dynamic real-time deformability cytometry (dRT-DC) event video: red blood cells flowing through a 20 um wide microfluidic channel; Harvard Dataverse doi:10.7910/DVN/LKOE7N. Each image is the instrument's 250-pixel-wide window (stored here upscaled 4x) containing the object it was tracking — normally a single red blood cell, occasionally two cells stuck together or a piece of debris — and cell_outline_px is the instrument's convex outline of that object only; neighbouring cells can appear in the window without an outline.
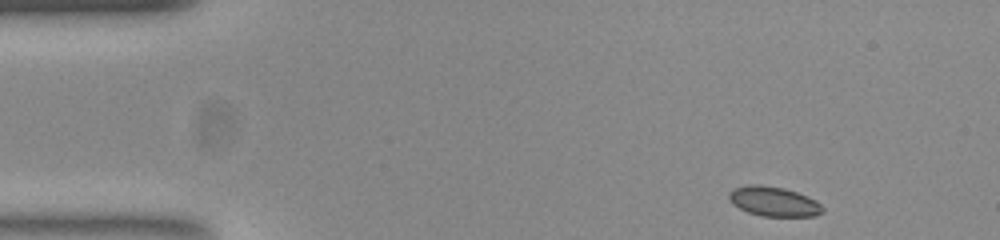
{"species": "common noctule bat (a hibernating species)", "species_latin": "Nyctalus noctula", "temperature_condition": "room temperature", "stored_images_in_passage": 49, "camera_frame_rate_fps": 3000, "um_per_image_px": 0.085, "animal": {"sex": "female", "body_mass_g": 23.0, "forearm_length_mm": 53.4}, "frame": {"image": 1, "passage_image": 1, "time_ms": 0.0, "image_size_px": [1000, 240], "cell_outline_px": [[824, 212], [816, 216], [760, 216], [748, 212], [732, 204], [728, 200], [728, 192], [732, 188], [748, 184], [760, 184], [784, 188], [808, 196], [816, 200], [824, 208]], "centroid_in_image_um": [65.74, 17.11], "position_along_channel_um": 19.3, "area_um2": 16.47}}
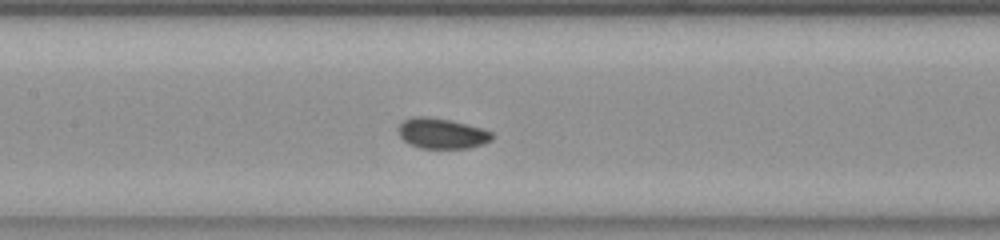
{"frame": {"image": 2, "passage_image": 20, "time_ms": 6.333, "image_size_px": [1000, 240], "cell_outline_px": [[496, 136], [492, 140], [484, 144], [468, 148], [420, 148], [408, 144], [400, 136], [396, 128], [404, 120], [412, 116], [428, 116], [452, 120], [484, 128], [492, 132]], "centroid_in_image_um": [37.58, 11.33], "position_along_channel_um": 169.8, "area_um2": 17.05}}
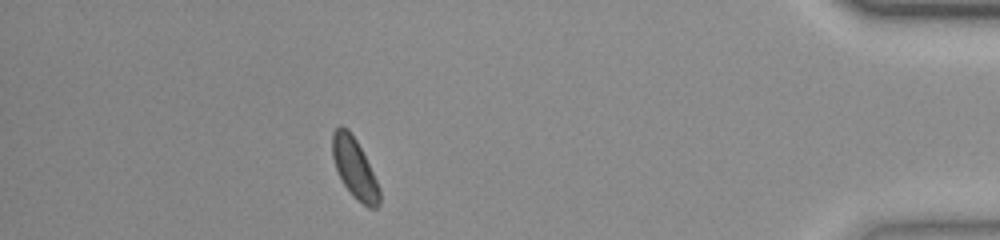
{"frame": {"image": 3, "passage_image": 43, "time_ms": 14.0, "image_size_px": [1000, 240], "cell_outline_px": [[380, 204], [376, 208], [368, 208], [344, 184], [336, 168], [332, 156], [332, 132], [340, 124], [348, 128], [356, 140], [380, 188]], "centroid_in_image_um": [30.13, 14.24], "position_along_channel_um": 405.1, "area_um2": 15.95}}